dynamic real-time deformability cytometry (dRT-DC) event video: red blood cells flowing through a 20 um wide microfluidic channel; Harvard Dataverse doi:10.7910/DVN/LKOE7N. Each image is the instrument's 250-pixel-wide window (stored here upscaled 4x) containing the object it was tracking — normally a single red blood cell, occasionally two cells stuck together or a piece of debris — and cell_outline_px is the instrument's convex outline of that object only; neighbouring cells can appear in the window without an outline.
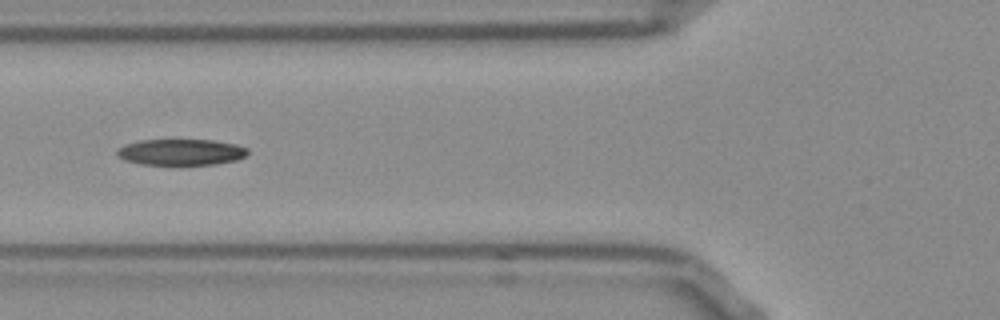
{"species": "Egyptian fruit bat (a non-hibernating species)", "species_latin": "Rousettus aegyptiacus", "temperature_condition": "room temperature", "stored_images_in_passage": 34, "camera_frame_rate_fps": 3000, "um_per_image_px": 0.085, "frame": {"image": 1, "passage_image": 6, "time_ms": 1.667, "image_size_px": [1000, 320], "cell_outline_px": [[248, 152], [244, 156], [236, 160], [216, 164], [144, 164], [124, 160], [116, 156], [116, 152], [120, 148], [128, 144], [140, 140], [212, 140], [236, 144], [248, 148]], "centroid_in_image_um": [15.4, 12.92], "position_along_channel_um": 110.4, "area_um2": 19.65}}